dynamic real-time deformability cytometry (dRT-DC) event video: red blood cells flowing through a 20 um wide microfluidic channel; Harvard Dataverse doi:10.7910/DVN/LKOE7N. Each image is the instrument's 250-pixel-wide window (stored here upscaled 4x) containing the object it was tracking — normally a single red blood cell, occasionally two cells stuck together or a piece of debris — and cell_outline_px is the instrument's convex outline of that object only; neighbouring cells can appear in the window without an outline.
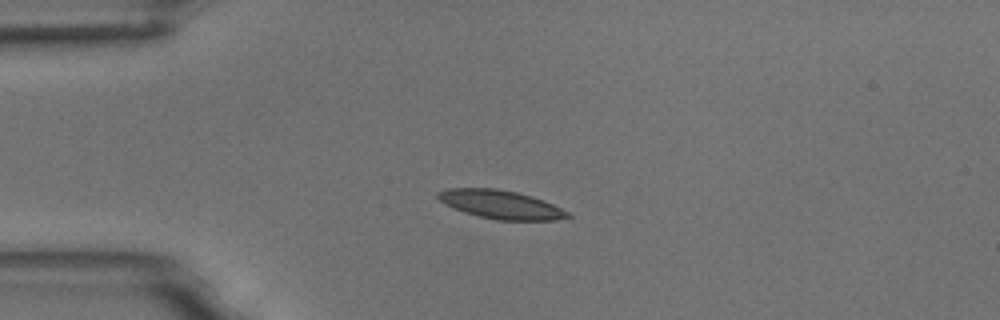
{"species": "common noctule bat (a hibernating species)", "species_latin": "Nyctalus noctula", "temperature_condition": "room temperature", "stored_images_in_passage": 43, "camera_frame_rate_fps": 3000, "um_per_image_px": 0.085, "animal": {"sex": "male", "body_mass_g": 18.8}, "frame": {"image": 1, "passage_image": 1, "time_ms": 0.0, "image_size_px": [1000, 320], "cell_outline_px": [[572, 216], [556, 220], [496, 220], [464, 212], [452, 208], [444, 204], [436, 196], [436, 192], [448, 188], [496, 188], [516, 192], [532, 196], [544, 200], [568, 212]], "centroid_in_image_um": [42.53, 17.38], "position_along_channel_um": 42.5, "area_um2": 21.56}}
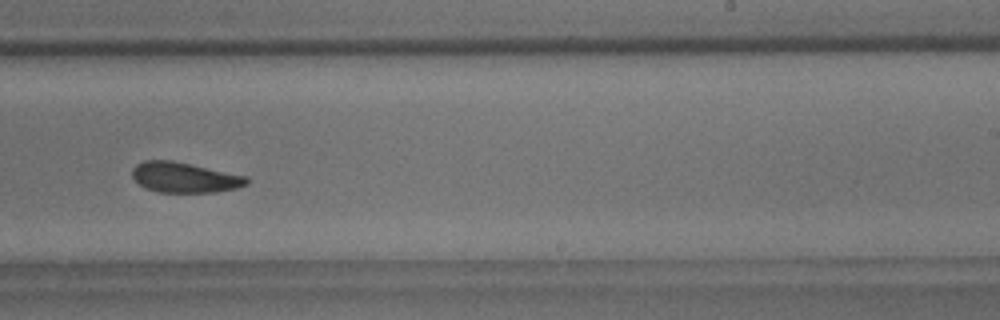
{"frame": {"image": 2, "passage_image": 22, "time_ms": 7.0, "image_size_px": [1000, 320], "cell_outline_px": [[248, 184], [236, 188], [216, 192], [160, 192], [144, 188], [132, 176], [132, 168], [136, 164], [144, 160], [172, 160], [248, 176]], "centroid_in_image_um": [15.68, 15.08], "position_along_channel_um": 273.3, "area_um2": 20.23}}
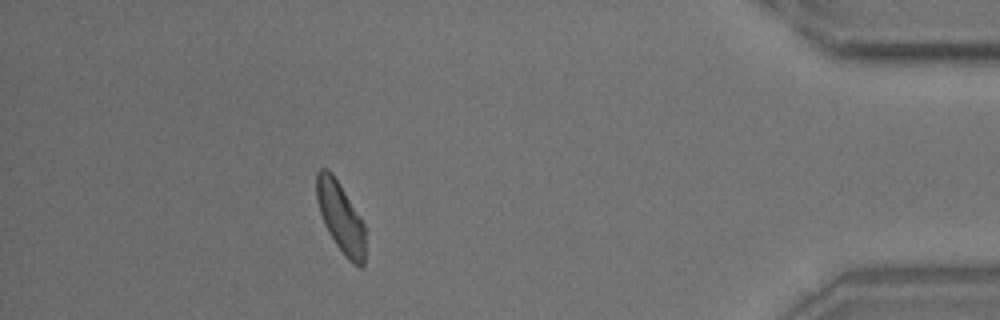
{"frame": {"image": 3, "passage_image": 37, "time_ms": 12.0, "image_size_px": [1000, 320], "cell_outline_px": [[364, 268], [360, 268], [352, 264], [344, 256], [328, 232], [324, 224], [320, 212], [316, 196], [316, 172], [320, 168], [328, 168], [332, 172], [364, 224]], "centroid_in_image_um": [28.93, 18.48], "position_along_channel_um": 406.3, "area_um2": 19.83}, "authors_computed_cell_mechanics": {"area_um2": 20.6346, "velocity_mm_per_s": 3.6336, "shape_relaxation_time_tau1_ms": 2.8663, "shape_relaxation_time_tau2_ms": 2.9067, "deformation_change_tau1": 0.1131, "deformation_change_tau2": 0.0854}}